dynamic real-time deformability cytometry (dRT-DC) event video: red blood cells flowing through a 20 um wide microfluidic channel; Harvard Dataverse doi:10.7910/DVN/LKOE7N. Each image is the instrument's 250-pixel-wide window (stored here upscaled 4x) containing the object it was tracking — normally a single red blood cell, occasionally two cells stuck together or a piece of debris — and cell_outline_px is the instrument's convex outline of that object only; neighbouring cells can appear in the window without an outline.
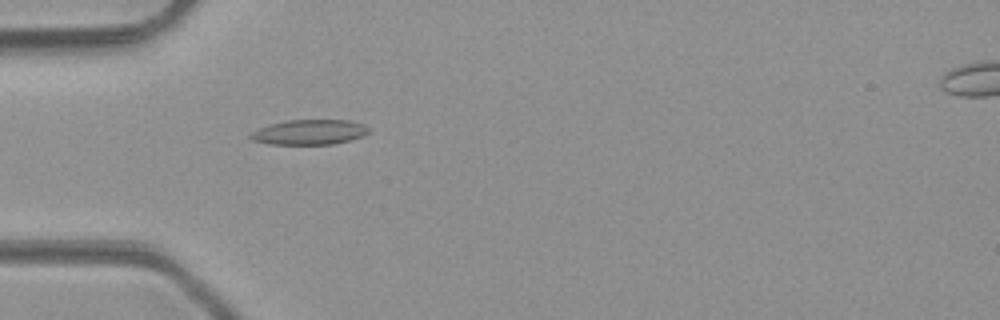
{"species": "common noctule bat (a hibernating species)", "species_latin": "Nyctalus noctula", "temperature_condition": "room temperature", "stored_images_in_passage": 34, "camera_frame_rate_fps": 3000, "um_per_image_px": 0.085, "animal": {"sex": "male", "body_mass_g": 23.1, "forearm_length_mm": 52.7}, "frame": {"image": 1, "passage_image": 1, "time_ms": 0.0, "image_size_px": [1000, 320], "cell_outline_px": [[368, 132], [364, 136], [352, 140], [332, 144], [268, 144], [252, 140], [248, 136], [252, 132], [260, 128], [272, 124], [288, 120], [348, 120], [364, 124], [368, 128]], "centroid_in_image_um": [26.32, 11.24], "position_along_channel_um": 58.7, "area_um2": 17.17}}
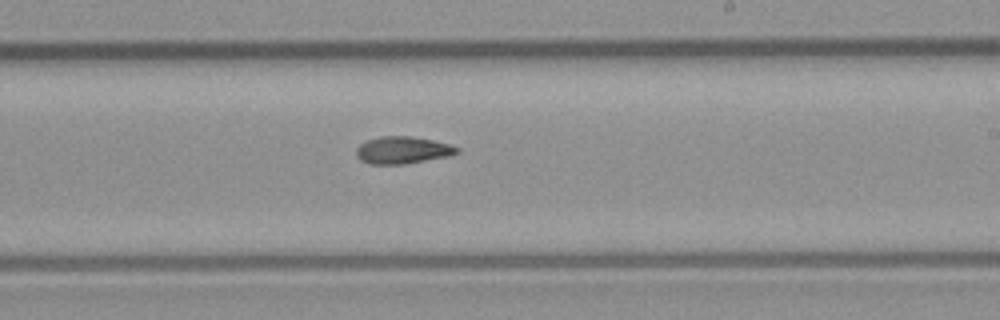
{"frame": {"image": 2, "passage_image": 15, "time_ms": 4.667, "image_size_px": [1000, 320], "cell_outline_px": [[460, 152], [448, 156], [404, 164], [368, 164], [360, 160], [356, 156], [356, 148], [360, 144], [368, 140], [380, 136], [412, 136], [432, 140], [448, 144], [460, 148]], "centroid_in_image_um": [34.2, 12.76], "position_along_channel_um": 254.8, "area_um2": 15.95}}
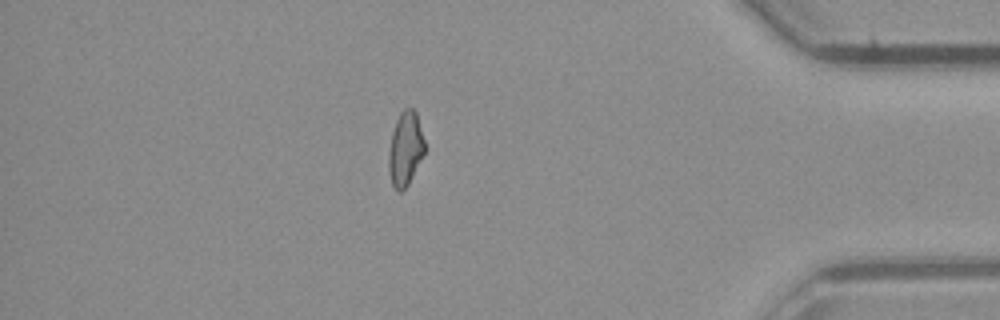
{"frame": {"image": 3, "passage_image": 28, "time_ms": 9.0, "image_size_px": [1000, 320], "cell_outline_px": [[424, 152], [408, 184], [400, 192], [392, 184], [388, 168], [388, 156], [392, 132], [396, 120], [400, 112], [404, 108], [412, 108], [416, 112], [424, 140]], "centroid_in_image_um": [34.44, 12.61], "position_along_channel_um": 400.8, "area_um2": 15.2}}